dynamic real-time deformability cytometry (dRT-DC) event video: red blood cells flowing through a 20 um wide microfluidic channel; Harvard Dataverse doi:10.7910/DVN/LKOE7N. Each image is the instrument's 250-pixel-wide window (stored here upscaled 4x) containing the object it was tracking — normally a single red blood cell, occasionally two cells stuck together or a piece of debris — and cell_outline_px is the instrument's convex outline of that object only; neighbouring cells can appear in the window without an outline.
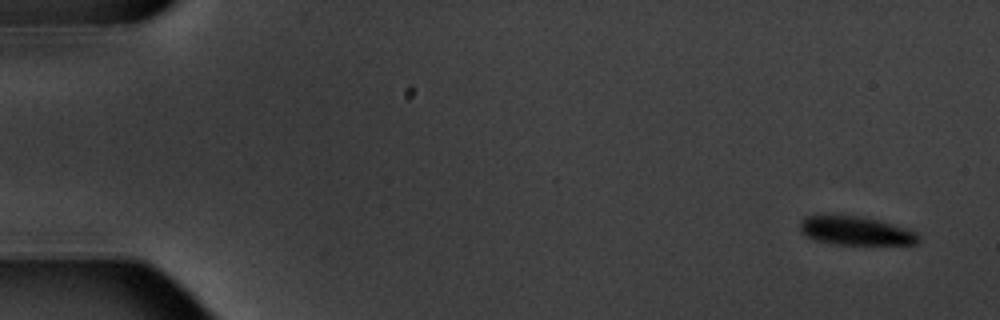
{"species": "common noctule bat (a hibernating species)", "species_latin": "Nyctalus noctula", "temperature_condition": "warm", "stored_images_in_passage": 5, "camera_frame_rate_fps": 3000, "um_per_image_px": 0.085, "animal": {"sex": "male", "body_mass_g": 20.1, "forearm_length_mm": 53.5}, "frame": {"image": 1, "passage_image": 1, "time_ms": 0.0, "image_size_px": [1000, 320], "cell_outline_px": [[920, 236], [916, 244], [832, 244], [816, 240], [808, 236], [800, 228], [800, 220], [804, 216], [816, 212], [860, 216], [880, 220], [916, 232]], "centroid_in_image_um": [72.65, 19.56], "position_along_channel_um": 12.4, "area_um2": 20.23}}
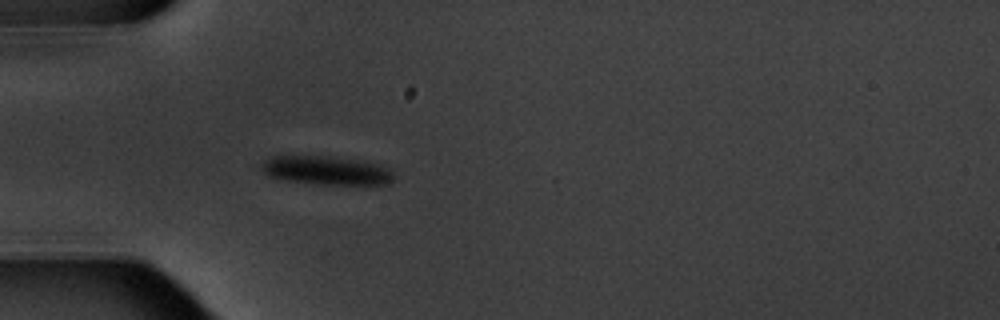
{"frame": {"image": 2, "passage_image": 5, "time_ms": 5.0, "image_size_px": [1000, 320], "cell_outline_px": [[392, 180], [388, 184], [316, 184], [288, 180], [268, 176], [260, 168], [260, 164], [264, 160], [272, 156], [332, 156], [380, 164], [388, 168], [392, 172]], "centroid_in_image_um": [27.71, 14.47], "position_along_channel_um": 57.3, "area_um2": 22.02}}